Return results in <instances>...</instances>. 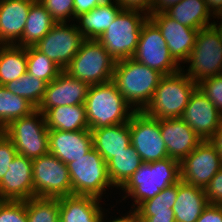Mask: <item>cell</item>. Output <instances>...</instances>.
<instances>
[{
	"label": "cell",
	"instance_id": "6da1fadb",
	"mask_svg": "<svg viewBox=\"0 0 222 222\" xmlns=\"http://www.w3.org/2000/svg\"><path fill=\"white\" fill-rule=\"evenodd\" d=\"M180 181V162L173 158L143 163L119 189L121 200L131 197L130 209H136L142 202L155 197L163 189ZM125 195H124V194ZM136 206V207H135Z\"/></svg>",
	"mask_w": 222,
	"mask_h": 222
},
{
	"label": "cell",
	"instance_id": "7a4b0ae2",
	"mask_svg": "<svg viewBox=\"0 0 222 222\" xmlns=\"http://www.w3.org/2000/svg\"><path fill=\"white\" fill-rule=\"evenodd\" d=\"M164 75L127 58L115 62L112 82L134 111H144Z\"/></svg>",
	"mask_w": 222,
	"mask_h": 222
},
{
	"label": "cell",
	"instance_id": "3957f363",
	"mask_svg": "<svg viewBox=\"0 0 222 222\" xmlns=\"http://www.w3.org/2000/svg\"><path fill=\"white\" fill-rule=\"evenodd\" d=\"M84 106L89 130L127 123L134 112L112 81L89 86Z\"/></svg>",
	"mask_w": 222,
	"mask_h": 222
},
{
	"label": "cell",
	"instance_id": "277c9868",
	"mask_svg": "<svg viewBox=\"0 0 222 222\" xmlns=\"http://www.w3.org/2000/svg\"><path fill=\"white\" fill-rule=\"evenodd\" d=\"M196 88L197 83L182 70L164 75L144 112L156 119L181 118Z\"/></svg>",
	"mask_w": 222,
	"mask_h": 222
},
{
	"label": "cell",
	"instance_id": "5b68a950",
	"mask_svg": "<svg viewBox=\"0 0 222 222\" xmlns=\"http://www.w3.org/2000/svg\"><path fill=\"white\" fill-rule=\"evenodd\" d=\"M182 71L197 84L222 72V31L213 24L198 30L195 44Z\"/></svg>",
	"mask_w": 222,
	"mask_h": 222
},
{
	"label": "cell",
	"instance_id": "8992f818",
	"mask_svg": "<svg viewBox=\"0 0 222 222\" xmlns=\"http://www.w3.org/2000/svg\"><path fill=\"white\" fill-rule=\"evenodd\" d=\"M149 16L137 10H121L98 41L115 61L132 58L142 26Z\"/></svg>",
	"mask_w": 222,
	"mask_h": 222
},
{
	"label": "cell",
	"instance_id": "52a82bcc",
	"mask_svg": "<svg viewBox=\"0 0 222 222\" xmlns=\"http://www.w3.org/2000/svg\"><path fill=\"white\" fill-rule=\"evenodd\" d=\"M72 195L92 196L102 200L108 189L115 188L105 160L92 148L85 156L67 164Z\"/></svg>",
	"mask_w": 222,
	"mask_h": 222
},
{
	"label": "cell",
	"instance_id": "ba28073f",
	"mask_svg": "<svg viewBox=\"0 0 222 222\" xmlns=\"http://www.w3.org/2000/svg\"><path fill=\"white\" fill-rule=\"evenodd\" d=\"M115 60L98 40H84L78 53L64 69L89 86L112 80Z\"/></svg>",
	"mask_w": 222,
	"mask_h": 222
},
{
	"label": "cell",
	"instance_id": "9c48e42d",
	"mask_svg": "<svg viewBox=\"0 0 222 222\" xmlns=\"http://www.w3.org/2000/svg\"><path fill=\"white\" fill-rule=\"evenodd\" d=\"M2 132L13 142L20 155L33 160L49 153V130L44 114L37 109L12 121Z\"/></svg>",
	"mask_w": 222,
	"mask_h": 222
},
{
	"label": "cell",
	"instance_id": "30bf717a",
	"mask_svg": "<svg viewBox=\"0 0 222 222\" xmlns=\"http://www.w3.org/2000/svg\"><path fill=\"white\" fill-rule=\"evenodd\" d=\"M33 197L60 198L72 195L68 167L48 153L32 160Z\"/></svg>",
	"mask_w": 222,
	"mask_h": 222
},
{
	"label": "cell",
	"instance_id": "8fae6325",
	"mask_svg": "<svg viewBox=\"0 0 222 222\" xmlns=\"http://www.w3.org/2000/svg\"><path fill=\"white\" fill-rule=\"evenodd\" d=\"M132 58L163 75H171L182 70V66L171 56L159 28L149 18L142 26L139 42Z\"/></svg>",
	"mask_w": 222,
	"mask_h": 222
},
{
	"label": "cell",
	"instance_id": "7c38bea8",
	"mask_svg": "<svg viewBox=\"0 0 222 222\" xmlns=\"http://www.w3.org/2000/svg\"><path fill=\"white\" fill-rule=\"evenodd\" d=\"M128 123L131 145L143 163L155 162L169 157L161 136L160 119L149 116L144 111H134Z\"/></svg>",
	"mask_w": 222,
	"mask_h": 222
},
{
	"label": "cell",
	"instance_id": "4fadbf2b",
	"mask_svg": "<svg viewBox=\"0 0 222 222\" xmlns=\"http://www.w3.org/2000/svg\"><path fill=\"white\" fill-rule=\"evenodd\" d=\"M84 40L75 22H56L34 47L64 70Z\"/></svg>",
	"mask_w": 222,
	"mask_h": 222
},
{
	"label": "cell",
	"instance_id": "5bb4252c",
	"mask_svg": "<svg viewBox=\"0 0 222 222\" xmlns=\"http://www.w3.org/2000/svg\"><path fill=\"white\" fill-rule=\"evenodd\" d=\"M221 168L218 151L208 140H203L180 162V180L205 189Z\"/></svg>",
	"mask_w": 222,
	"mask_h": 222
},
{
	"label": "cell",
	"instance_id": "9a60e30c",
	"mask_svg": "<svg viewBox=\"0 0 222 222\" xmlns=\"http://www.w3.org/2000/svg\"><path fill=\"white\" fill-rule=\"evenodd\" d=\"M149 19L159 28L173 59L181 66L190 57L198 30L182 25L165 12L149 15Z\"/></svg>",
	"mask_w": 222,
	"mask_h": 222
},
{
	"label": "cell",
	"instance_id": "2e32d148",
	"mask_svg": "<svg viewBox=\"0 0 222 222\" xmlns=\"http://www.w3.org/2000/svg\"><path fill=\"white\" fill-rule=\"evenodd\" d=\"M88 89L87 83L62 70L54 80L47 84L41 103L36 109L44 114L48 109L60 105L84 104Z\"/></svg>",
	"mask_w": 222,
	"mask_h": 222
},
{
	"label": "cell",
	"instance_id": "e0dca14e",
	"mask_svg": "<svg viewBox=\"0 0 222 222\" xmlns=\"http://www.w3.org/2000/svg\"><path fill=\"white\" fill-rule=\"evenodd\" d=\"M202 140H208L219 128L222 114L197 87L191 94L181 117Z\"/></svg>",
	"mask_w": 222,
	"mask_h": 222
},
{
	"label": "cell",
	"instance_id": "ac0fdd59",
	"mask_svg": "<svg viewBox=\"0 0 222 222\" xmlns=\"http://www.w3.org/2000/svg\"><path fill=\"white\" fill-rule=\"evenodd\" d=\"M3 201H26L33 197L32 159L17 153L0 181Z\"/></svg>",
	"mask_w": 222,
	"mask_h": 222
},
{
	"label": "cell",
	"instance_id": "d6986e66",
	"mask_svg": "<svg viewBox=\"0 0 222 222\" xmlns=\"http://www.w3.org/2000/svg\"><path fill=\"white\" fill-rule=\"evenodd\" d=\"M160 131L169 158L179 162L203 141L181 118L160 119Z\"/></svg>",
	"mask_w": 222,
	"mask_h": 222
},
{
	"label": "cell",
	"instance_id": "ffe728a7",
	"mask_svg": "<svg viewBox=\"0 0 222 222\" xmlns=\"http://www.w3.org/2000/svg\"><path fill=\"white\" fill-rule=\"evenodd\" d=\"M49 153L66 165L85 156L93 148L90 130L61 131L49 130Z\"/></svg>",
	"mask_w": 222,
	"mask_h": 222
},
{
	"label": "cell",
	"instance_id": "44dd1931",
	"mask_svg": "<svg viewBox=\"0 0 222 222\" xmlns=\"http://www.w3.org/2000/svg\"><path fill=\"white\" fill-rule=\"evenodd\" d=\"M103 202L92 196L69 195L60 197L59 222H102L111 213L109 210H112V206H110L111 209H105L102 204H106Z\"/></svg>",
	"mask_w": 222,
	"mask_h": 222
},
{
	"label": "cell",
	"instance_id": "7402d4cb",
	"mask_svg": "<svg viewBox=\"0 0 222 222\" xmlns=\"http://www.w3.org/2000/svg\"><path fill=\"white\" fill-rule=\"evenodd\" d=\"M36 0H0V45H16Z\"/></svg>",
	"mask_w": 222,
	"mask_h": 222
},
{
	"label": "cell",
	"instance_id": "603a6c76",
	"mask_svg": "<svg viewBox=\"0 0 222 222\" xmlns=\"http://www.w3.org/2000/svg\"><path fill=\"white\" fill-rule=\"evenodd\" d=\"M122 10L114 0H104L89 12L76 17L78 30L86 40H98Z\"/></svg>",
	"mask_w": 222,
	"mask_h": 222
},
{
	"label": "cell",
	"instance_id": "cb8c5ba5",
	"mask_svg": "<svg viewBox=\"0 0 222 222\" xmlns=\"http://www.w3.org/2000/svg\"><path fill=\"white\" fill-rule=\"evenodd\" d=\"M93 148L103 157L105 162L124 151L131 144L129 123H122L91 129Z\"/></svg>",
	"mask_w": 222,
	"mask_h": 222
},
{
	"label": "cell",
	"instance_id": "d4e9b609",
	"mask_svg": "<svg viewBox=\"0 0 222 222\" xmlns=\"http://www.w3.org/2000/svg\"><path fill=\"white\" fill-rule=\"evenodd\" d=\"M208 204L204 189L180 180L173 206L175 222H196Z\"/></svg>",
	"mask_w": 222,
	"mask_h": 222
},
{
	"label": "cell",
	"instance_id": "484cf974",
	"mask_svg": "<svg viewBox=\"0 0 222 222\" xmlns=\"http://www.w3.org/2000/svg\"><path fill=\"white\" fill-rule=\"evenodd\" d=\"M164 12L182 25L197 30L216 23L215 17L207 8L205 0H182Z\"/></svg>",
	"mask_w": 222,
	"mask_h": 222
},
{
	"label": "cell",
	"instance_id": "4316f807",
	"mask_svg": "<svg viewBox=\"0 0 222 222\" xmlns=\"http://www.w3.org/2000/svg\"><path fill=\"white\" fill-rule=\"evenodd\" d=\"M48 130H89L84 104L60 105L44 113Z\"/></svg>",
	"mask_w": 222,
	"mask_h": 222
},
{
	"label": "cell",
	"instance_id": "83f0119b",
	"mask_svg": "<svg viewBox=\"0 0 222 222\" xmlns=\"http://www.w3.org/2000/svg\"><path fill=\"white\" fill-rule=\"evenodd\" d=\"M56 24L45 7L36 0L31 6L20 41L21 47L35 46Z\"/></svg>",
	"mask_w": 222,
	"mask_h": 222
},
{
	"label": "cell",
	"instance_id": "f1b7e54d",
	"mask_svg": "<svg viewBox=\"0 0 222 222\" xmlns=\"http://www.w3.org/2000/svg\"><path fill=\"white\" fill-rule=\"evenodd\" d=\"M142 164L141 157L131 144L124 151L110 158L106 165L115 189L119 190Z\"/></svg>",
	"mask_w": 222,
	"mask_h": 222
},
{
	"label": "cell",
	"instance_id": "f546056e",
	"mask_svg": "<svg viewBox=\"0 0 222 222\" xmlns=\"http://www.w3.org/2000/svg\"><path fill=\"white\" fill-rule=\"evenodd\" d=\"M27 72L26 48L0 45V85L17 80Z\"/></svg>",
	"mask_w": 222,
	"mask_h": 222
},
{
	"label": "cell",
	"instance_id": "4dcf8cb0",
	"mask_svg": "<svg viewBox=\"0 0 222 222\" xmlns=\"http://www.w3.org/2000/svg\"><path fill=\"white\" fill-rule=\"evenodd\" d=\"M36 107L27 99L17 96L0 85V131L12 121L30 115Z\"/></svg>",
	"mask_w": 222,
	"mask_h": 222
},
{
	"label": "cell",
	"instance_id": "1f68e13d",
	"mask_svg": "<svg viewBox=\"0 0 222 222\" xmlns=\"http://www.w3.org/2000/svg\"><path fill=\"white\" fill-rule=\"evenodd\" d=\"M47 83L27 72L19 77L17 80H13L5 85V87L17 96L24 97L36 108L41 103V100L46 91Z\"/></svg>",
	"mask_w": 222,
	"mask_h": 222
},
{
	"label": "cell",
	"instance_id": "d6a6232c",
	"mask_svg": "<svg viewBox=\"0 0 222 222\" xmlns=\"http://www.w3.org/2000/svg\"><path fill=\"white\" fill-rule=\"evenodd\" d=\"M25 205L27 222H59V198L32 197Z\"/></svg>",
	"mask_w": 222,
	"mask_h": 222
},
{
	"label": "cell",
	"instance_id": "836d02e7",
	"mask_svg": "<svg viewBox=\"0 0 222 222\" xmlns=\"http://www.w3.org/2000/svg\"><path fill=\"white\" fill-rule=\"evenodd\" d=\"M27 73L47 84L54 80L62 69L34 46L26 47Z\"/></svg>",
	"mask_w": 222,
	"mask_h": 222
},
{
	"label": "cell",
	"instance_id": "e575fe53",
	"mask_svg": "<svg viewBox=\"0 0 222 222\" xmlns=\"http://www.w3.org/2000/svg\"><path fill=\"white\" fill-rule=\"evenodd\" d=\"M178 183L159 192L155 197L142 202L135 211L140 216H156L162 213H174L173 206L177 199Z\"/></svg>",
	"mask_w": 222,
	"mask_h": 222
},
{
	"label": "cell",
	"instance_id": "d590c367",
	"mask_svg": "<svg viewBox=\"0 0 222 222\" xmlns=\"http://www.w3.org/2000/svg\"><path fill=\"white\" fill-rule=\"evenodd\" d=\"M58 22L74 21V0H38Z\"/></svg>",
	"mask_w": 222,
	"mask_h": 222
},
{
	"label": "cell",
	"instance_id": "8d00e7d4",
	"mask_svg": "<svg viewBox=\"0 0 222 222\" xmlns=\"http://www.w3.org/2000/svg\"><path fill=\"white\" fill-rule=\"evenodd\" d=\"M197 87L222 114V75L205 78L197 84Z\"/></svg>",
	"mask_w": 222,
	"mask_h": 222
},
{
	"label": "cell",
	"instance_id": "74e56055",
	"mask_svg": "<svg viewBox=\"0 0 222 222\" xmlns=\"http://www.w3.org/2000/svg\"><path fill=\"white\" fill-rule=\"evenodd\" d=\"M0 222H27L25 201H2Z\"/></svg>",
	"mask_w": 222,
	"mask_h": 222
},
{
	"label": "cell",
	"instance_id": "f35d334b",
	"mask_svg": "<svg viewBox=\"0 0 222 222\" xmlns=\"http://www.w3.org/2000/svg\"><path fill=\"white\" fill-rule=\"evenodd\" d=\"M17 155L13 142L0 131V181L9 170L10 163Z\"/></svg>",
	"mask_w": 222,
	"mask_h": 222
},
{
	"label": "cell",
	"instance_id": "ab89813d",
	"mask_svg": "<svg viewBox=\"0 0 222 222\" xmlns=\"http://www.w3.org/2000/svg\"><path fill=\"white\" fill-rule=\"evenodd\" d=\"M204 190L209 204L222 205V168Z\"/></svg>",
	"mask_w": 222,
	"mask_h": 222
},
{
	"label": "cell",
	"instance_id": "60d3db41",
	"mask_svg": "<svg viewBox=\"0 0 222 222\" xmlns=\"http://www.w3.org/2000/svg\"><path fill=\"white\" fill-rule=\"evenodd\" d=\"M123 10H137L147 14L153 11L155 0H114Z\"/></svg>",
	"mask_w": 222,
	"mask_h": 222
},
{
	"label": "cell",
	"instance_id": "b9f144b4",
	"mask_svg": "<svg viewBox=\"0 0 222 222\" xmlns=\"http://www.w3.org/2000/svg\"><path fill=\"white\" fill-rule=\"evenodd\" d=\"M196 222H222V205L208 204Z\"/></svg>",
	"mask_w": 222,
	"mask_h": 222
},
{
	"label": "cell",
	"instance_id": "7bdbcfd3",
	"mask_svg": "<svg viewBox=\"0 0 222 222\" xmlns=\"http://www.w3.org/2000/svg\"><path fill=\"white\" fill-rule=\"evenodd\" d=\"M104 0H74V22L77 16L100 5Z\"/></svg>",
	"mask_w": 222,
	"mask_h": 222
},
{
	"label": "cell",
	"instance_id": "ee69618b",
	"mask_svg": "<svg viewBox=\"0 0 222 222\" xmlns=\"http://www.w3.org/2000/svg\"><path fill=\"white\" fill-rule=\"evenodd\" d=\"M142 222H175L174 213L156 214V216H140Z\"/></svg>",
	"mask_w": 222,
	"mask_h": 222
},
{
	"label": "cell",
	"instance_id": "f6af8a7d",
	"mask_svg": "<svg viewBox=\"0 0 222 222\" xmlns=\"http://www.w3.org/2000/svg\"><path fill=\"white\" fill-rule=\"evenodd\" d=\"M208 141L216 148L218 154L221 158L222 163V121L219 128L214 132V134L208 139Z\"/></svg>",
	"mask_w": 222,
	"mask_h": 222
},
{
	"label": "cell",
	"instance_id": "bcb514c9",
	"mask_svg": "<svg viewBox=\"0 0 222 222\" xmlns=\"http://www.w3.org/2000/svg\"><path fill=\"white\" fill-rule=\"evenodd\" d=\"M113 222H142V218L140 215L134 210L130 209L126 214L124 213L121 217L118 216V218H114L112 220Z\"/></svg>",
	"mask_w": 222,
	"mask_h": 222
},
{
	"label": "cell",
	"instance_id": "7dc6e473",
	"mask_svg": "<svg viewBox=\"0 0 222 222\" xmlns=\"http://www.w3.org/2000/svg\"><path fill=\"white\" fill-rule=\"evenodd\" d=\"M182 0H155L153 5V11L151 14L158 13V12H164L166 11L170 6L179 3Z\"/></svg>",
	"mask_w": 222,
	"mask_h": 222
},
{
	"label": "cell",
	"instance_id": "c3c4849f",
	"mask_svg": "<svg viewBox=\"0 0 222 222\" xmlns=\"http://www.w3.org/2000/svg\"><path fill=\"white\" fill-rule=\"evenodd\" d=\"M205 2L215 18L222 15V0H205Z\"/></svg>",
	"mask_w": 222,
	"mask_h": 222
},
{
	"label": "cell",
	"instance_id": "681fc988",
	"mask_svg": "<svg viewBox=\"0 0 222 222\" xmlns=\"http://www.w3.org/2000/svg\"><path fill=\"white\" fill-rule=\"evenodd\" d=\"M216 19V24H217V26L221 29V31H222V15L221 16H218V17H216L215 18ZM218 20H220V21H218ZM219 22V23H218Z\"/></svg>",
	"mask_w": 222,
	"mask_h": 222
},
{
	"label": "cell",
	"instance_id": "f907efd6",
	"mask_svg": "<svg viewBox=\"0 0 222 222\" xmlns=\"http://www.w3.org/2000/svg\"><path fill=\"white\" fill-rule=\"evenodd\" d=\"M107 219H108V218L106 217V219H105V220L103 219L102 222H106ZM109 219H110V220H109ZM109 219H108L107 222H113V221L111 220V218H109Z\"/></svg>",
	"mask_w": 222,
	"mask_h": 222
}]
</instances>
